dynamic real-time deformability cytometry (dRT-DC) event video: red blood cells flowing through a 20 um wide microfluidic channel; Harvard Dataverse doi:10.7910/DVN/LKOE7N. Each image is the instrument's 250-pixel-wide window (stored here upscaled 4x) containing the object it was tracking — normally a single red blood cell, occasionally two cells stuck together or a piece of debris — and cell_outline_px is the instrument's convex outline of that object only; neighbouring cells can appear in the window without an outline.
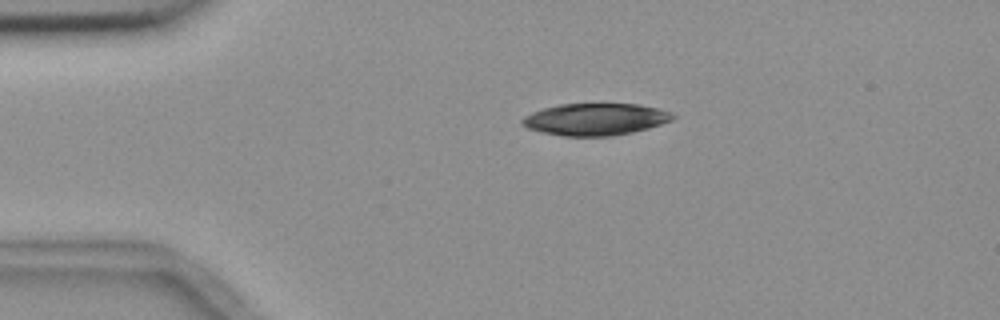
{"species": "common noctule bat (a hibernating species)", "species_latin": "Nyctalus noctula", "temperature_condition": "room temperature", "stored_images_in_passage": 2, "camera_frame_rate_fps": 3000, "um_per_image_px": 0.085, "animal": {"sex": "female", "body_mass_g": 18.4}, "frame": {"image": 1, "passage_image": 1, "time_ms": 0.0, "image_size_px": [1000, 320], "cell_outline_px": [[676, 116], [672, 120], [648, 128], [632, 132], [612, 136], [564, 136], [544, 132], [528, 128], [520, 120], [524, 116], [532, 112], [544, 108], [560, 104], [640, 104], [660, 108], [672, 112]], "centroid_in_image_um": [50.65, 10.13], "position_along_channel_um": 34.4, "area_um2": 27.98}}